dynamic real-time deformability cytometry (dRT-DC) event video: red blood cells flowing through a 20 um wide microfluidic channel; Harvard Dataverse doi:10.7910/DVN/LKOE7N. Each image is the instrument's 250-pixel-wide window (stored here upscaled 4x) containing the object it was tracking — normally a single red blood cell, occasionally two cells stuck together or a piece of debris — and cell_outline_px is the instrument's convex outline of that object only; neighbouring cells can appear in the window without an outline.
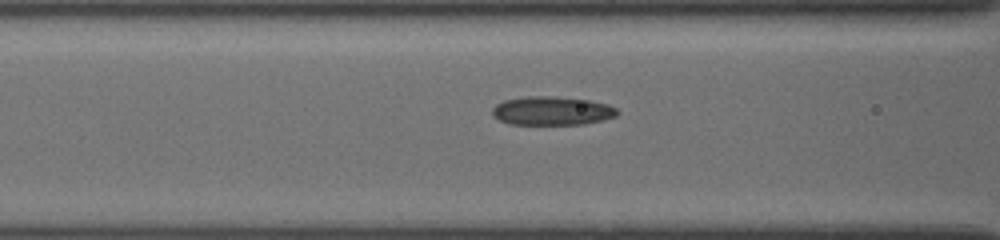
{"species": "common noctule bat (a hibernating species)", "species_latin": "Nyctalus noctula", "temperature_condition": "cold", "stored_images_in_passage": 8, "camera_frame_rate_fps": 3000, "um_per_image_px": 0.085, "animal": {"sex": "female", "body_mass_g": 19.5, "forearm_length_mm": 54.1}, "frame": {"image": 1, "passage_image": 8, "time_ms": 6.0, "image_size_px": [1000, 240], "cell_outline_px": [[620, 112], [616, 116], [584, 124], [508, 124], [492, 116], [492, 108], [496, 104], [504, 100], [524, 96], [556, 96], [588, 100], [608, 104], [616, 108]], "centroid_in_image_um": [46.89, 9.41], "position_along_channel_um": 119.7, "area_um2": 20.98}}